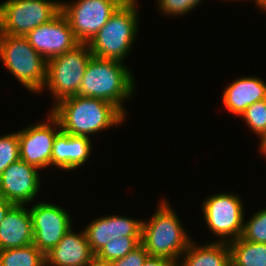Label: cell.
I'll use <instances>...</instances> for the list:
<instances>
[{"instance_id":"2","label":"cell","mask_w":266,"mask_h":266,"mask_svg":"<svg viewBox=\"0 0 266 266\" xmlns=\"http://www.w3.org/2000/svg\"><path fill=\"white\" fill-rule=\"evenodd\" d=\"M133 79L122 62L92 55L83 75L79 95L112 103L125 114L122 104L133 95Z\"/></svg>"},{"instance_id":"4","label":"cell","mask_w":266,"mask_h":266,"mask_svg":"<svg viewBox=\"0 0 266 266\" xmlns=\"http://www.w3.org/2000/svg\"><path fill=\"white\" fill-rule=\"evenodd\" d=\"M136 3V0H125L88 43L93 56L123 62L138 32Z\"/></svg>"},{"instance_id":"10","label":"cell","mask_w":266,"mask_h":266,"mask_svg":"<svg viewBox=\"0 0 266 266\" xmlns=\"http://www.w3.org/2000/svg\"><path fill=\"white\" fill-rule=\"evenodd\" d=\"M29 212L32 219L33 244L47 254L71 230V218L65 209L46 202L33 205Z\"/></svg>"},{"instance_id":"31","label":"cell","mask_w":266,"mask_h":266,"mask_svg":"<svg viewBox=\"0 0 266 266\" xmlns=\"http://www.w3.org/2000/svg\"><path fill=\"white\" fill-rule=\"evenodd\" d=\"M259 138H261L259 149L262 152V154H264V156H266V134L260 136Z\"/></svg>"},{"instance_id":"9","label":"cell","mask_w":266,"mask_h":266,"mask_svg":"<svg viewBox=\"0 0 266 266\" xmlns=\"http://www.w3.org/2000/svg\"><path fill=\"white\" fill-rule=\"evenodd\" d=\"M125 0L61 2V12L80 43H89Z\"/></svg>"},{"instance_id":"6","label":"cell","mask_w":266,"mask_h":266,"mask_svg":"<svg viewBox=\"0 0 266 266\" xmlns=\"http://www.w3.org/2000/svg\"><path fill=\"white\" fill-rule=\"evenodd\" d=\"M91 57L88 43H80L72 50L47 61V80L44 88L50 90L56 103L79 95L83 75Z\"/></svg>"},{"instance_id":"14","label":"cell","mask_w":266,"mask_h":266,"mask_svg":"<svg viewBox=\"0 0 266 266\" xmlns=\"http://www.w3.org/2000/svg\"><path fill=\"white\" fill-rule=\"evenodd\" d=\"M84 232L92 251L97 254L115 238L141 237L142 221L117 215L105 216L87 225Z\"/></svg>"},{"instance_id":"19","label":"cell","mask_w":266,"mask_h":266,"mask_svg":"<svg viewBox=\"0 0 266 266\" xmlns=\"http://www.w3.org/2000/svg\"><path fill=\"white\" fill-rule=\"evenodd\" d=\"M182 255L184 259L178 266H231L229 244L226 242L198 246L192 240Z\"/></svg>"},{"instance_id":"28","label":"cell","mask_w":266,"mask_h":266,"mask_svg":"<svg viewBox=\"0 0 266 266\" xmlns=\"http://www.w3.org/2000/svg\"><path fill=\"white\" fill-rule=\"evenodd\" d=\"M143 266H178V263L169 258L148 256Z\"/></svg>"},{"instance_id":"26","label":"cell","mask_w":266,"mask_h":266,"mask_svg":"<svg viewBox=\"0 0 266 266\" xmlns=\"http://www.w3.org/2000/svg\"><path fill=\"white\" fill-rule=\"evenodd\" d=\"M202 0H158V7L165 15H185Z\"/></svg>"},{"instance_id":"5","label":"cell","mask_w":266,"mask_h":266,"mask_svg":"<svg viewBox=\"0 0 266 266\" xmlns=\"http://www.w3.org/2000/svg\"><path fill=\"white\" fill-rule=\"evenodd\" d=\"M0 60L30 92L43 91L47 61L30 45L26 36L0 34Z\"/></svg>"},{"instance_id":"8","label":"cell","mask_w":266,"mask_h":266,"mask_svg":"<svg viewBox=\"0 0 266 266\" xmlns=\"http://www.w3.org/2000/svg\"><path fill=\"white\" fill-rule=\"evenodd\" d=\"M202 204V212L208 229L218 238L221 237L217 242L228 243L242 236L244 205L239 196L231 193H218L206 198ZM226 237L230 240H226Z\"/></svg>"},{"instance_id":"16","label":"cell","mask_w":266,"mask_h":266,"mask_svg":"<svg viewBox=\"0 0 266 266\" xmlns=\"http://www.w3.org/2000/svg\"><path fill=\"white\" fill-rule=\"evenodd\" d=\"M32 243L33 227L29 209L25 205H13L0 224V250Z\"/></svg>"},{"instance_id":"32","label":"cell","mask_w":266,"mask_h":266,"mask_svg":"<svg viewBox=\"0 0 266 266\" xmlns=\"http://www.w3.org/2000/svg\"><path fill=\"white\" fill-rule=\"evenodd\" d=\"M255 4L257 5V7L259 8H263L266 5V0H254Z\"/></svg>"},{"instance_id":"23","label":"cell","mask_w":266,"mask_h":266,"mask_svg":"<svg viewBox=\"0 0 266 266\" xmlns=\"http://www.w3.org/2000/svg\"><path fill=\"white\" fill-rule=\"evenodd\" d=\"M244 240L266 244V208L256 212L246 223L244 222Z\"/></svg>"},{"instance_id":"30","label":"cell","mask_w":266,"mask_h":266,"mask_svg":"<svg viewBox=\"0 0 266 266\" xmlns=\"http://www.w3.org/2000/svg\"><path fill=\"white\" fill-rule=\"evenodd\" d=\"M86 266H113L112 262L102 260L95 256Z\"/></svg>"},{"instance_id":"20","label":"cell","mask_w":266,"mask_h":266,"mask_svg":"<svg viewBox=\"0 0 266 266\" xmlns=\"http://www.w3.org/2000/svg\"><path fill=\"white\" fill-rule=\"evenodd\" d=\"M231 266H266V244L244 240L228 242Z\"/></svg>"},{"instance_id":"25","label":"cell","mask_w":266,"mask_h":266,"mask_svg":"<svg viewBox=\"0 0 266 266\" xmlns=\"http://www.w3.org/2000/svg\"><path fill=\"white\" fill-rule=\"evenodd\" d=\"M20 159L18 131L0 137V175L11 164Z\"/></svg>"},{"instance_id":"7","label":"cell","mask_w":266,"mask_h":266,"mask_svg":"<svg viewBox=\"0 0 266 266\" xmlns=\"http://www.w3.org/2000/svg\"><path fill=\"white\" fill-rule=\"evenodd\" d=\"M61 11L60 1L7 0L0 4V34L26 36Z\"/></svg>"},{"instance_id":"22","label":"cell","mask_w":266,"mask_h":266,"mask_svg":"<svg viewBox=\"0 0 266 266\" xmlns=\"http://www.w3.org/2000/svg\"><path fill=\"white\" fill-rule=\"evenodd\" d=\"M141 244V237H120L109 241L96 256L102 260L114 261L126 256Z\"/></svg>"},{"instance_id":"17","label":"cell","mask_w":266,"mask_h":266,"mask_svg":"<svg viewBox=\"0 0 266 266\" xmlns=\"http://www.w3.org/2000/svg\"><path fill=\"white\" fill-rule=\"evenodd\" d=\"M87 136H73L60 131L52 148V165L63 170L83 166L91 153V139Z\"/></svg>"},{"instance_id":"1","label":"cell","mask_w":266,"mask_h":266,"mask_svg":"<svg viewBox=\"0 0 266 266\" xmlns=\"http://www.w3.org/2000/svg\"><path fill=\"white\" fill-rule=\"evenodd\" d=\"M51 114L59 121L61 130L73 136H87L121 124L125 114L107 101L71 96L54 102Z\"/></svg>"},{"instance_id":"3","label":"cell","mask_w":266,"mask_h":266,"mask_svg":"<svg viewBox=\"0 0 266 266\" xmlns=\"http://www.w3.org/2000/svg\"><path fill=\"white\" fill-rule=\"evenodd\" d=\"M160 203L150 221L142 220L141 244L149 256L169 258L177 263L192 239L166 200Z\"/></svg>"},{"instance_id":"21","label":"cell","mask_w":266,"mask_h":266,"mask_svg":"<svg viewBox=\"0 0 266 266\" xmlns=\"http://www.w3.org/2000/svg\"><path fill=\"white\" fill-rule=\"evenodd\" d=\"M0 266H46L45 254L33 243L0 250Z\"/></svg>"},{"instance_id":"33","label":"cell","mask_w":266,"mask_h":266,"mask_svg":"<svg viewBox=\"0 0 266 266\" xmlns=\"http://www.w3.org/2000/svg\"><path fill=\"white\" fill-rule=\"evenodd\" d=\"M262 10H263V11L265 10L264 12H266V5L262 8Z\"/></svg>"},{"instance_id":"24","label":"cell","mask_w":266,"mask_h":266,"mask_svg":"<svg viewBox=\"0 0 266 266\" xmlns=\"http://www.w3.org/2000/svg\"><path fill=\"white\" fill-rule=\"evenodd\" d=\"M241 117L259 137L266 134V99L247 107Z\"/></svg>"},{"instance_id":"11","label":"cell","mask_w":266,"mask_h":266,"mask_svg":"<svg viewBox=\"0 0 266 266\" xmlns=\"http://www.w3.org/2000/svg\"><path fill=\"white\" fill-rule=\"evenodd\" d=\"M48 119L45 123L34 124L18 131L20 159L39 170L52 166L54 140L61 131L59 121L51 113Z\"/></svg>"},{"instance_id":"18","label":"cell","mask_w":266,"mask_h":266,"mask_svg":"<svg viewBox=\"0 0 266 266\" xmlns=\"http://www.w3.org/2000/svg\"><path fill=\"white\" fill-rule=\"evenodd\" d=\"M222 99L230 113L241 116L247 107L266 99V83L255 76L238 78L226 87Z\"/></svg>"},{"instance_id":"13","label":"cell","mask_w":266,"mask_h":266,"mask_svg":"<svg viewBox=\"0 0 266 266\" xmlns=\"http://www.w3.org/2000/svg\"><path fill=\"white\" fill-rule=\"evenodd\" d=\"M38 168L23 160L11 163L0 175V193L14 205H25L40 190Z\"/></svg>"},{"instance_id":"27","label":"cell","mask_w":266,"mask_h":266,"mask_svg":"<svg viewBox=\"0 0 266 266\" xmlns=\"http://www.w3.org/2000/svg\"><path fill=\"white\" fill-rule=\"evenodd\" d=\"M149 256L144 246L140 244L121 259L112 261L113 266H143L144 261Z\"/></svg>"},{"instance_id":"15","label":"cell","mask_w":266,"mask_h":266,"mask_svg":"<svg viewBox=\"0 0 266 266\" xmlns=\"http://www.w3.org/2000/svg\"><path fill=\"white\" fill-rule=\"evenodd\" d=\"M95 256L84 230L77 234L71 229L45 254V259L46 266H86Z\"/></svg>"},{"instance_id":"12","label":"cell","mask_w":266,"mask_h":266,"mask_svg":"<svg viewBox=\"0 0 266 266\" xmlns=\"http://www.w3.org/2000/svg\"><path fill=\"white\" fill-rule=\"evenodd\" d=\"M26 37L30 45L46 61L70 51L80 44L68 19L61 11L49 22L30 31Z\"/></svg>"},{"instance_id":"29","label":"cell","mask_w":266,"mask_h":266,"mask_svg":"<svg viewBox=\"0 0 266 266\" xmlns=\"http://www.w3.org/2000/svg\"><path fill=\"white\" fill-rule=\"evenodd\" d=\"M14 204L8 201L1 193H0V224L3 221L6 213Z\"/></svg>"}]
</instances>
